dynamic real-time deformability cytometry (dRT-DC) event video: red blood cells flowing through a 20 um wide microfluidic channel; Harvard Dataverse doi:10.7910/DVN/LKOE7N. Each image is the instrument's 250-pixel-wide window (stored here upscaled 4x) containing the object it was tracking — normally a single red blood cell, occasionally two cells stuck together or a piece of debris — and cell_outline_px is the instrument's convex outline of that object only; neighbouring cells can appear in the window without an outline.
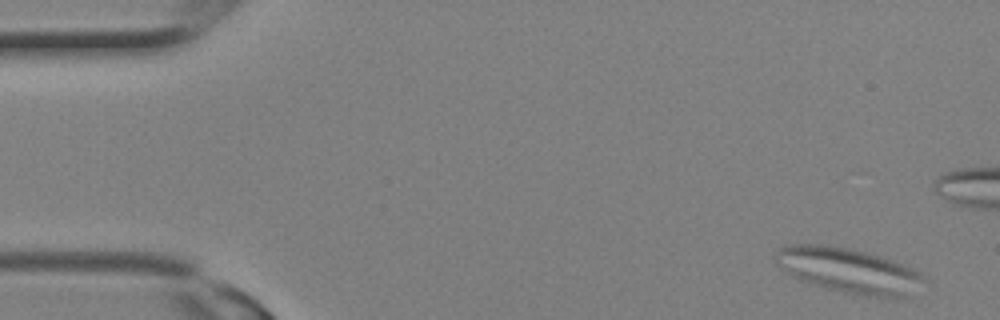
{"species": "Egyptian fruit bat (a non-hibernating species)", "species_latin": "Rousettus aegyptiacus", "temperature_condition": "room temperature", "stored_images_in_passage": 29, "camera_frame_rate_fps": 3000, "um_per_image_px": 0.085, "animal": {"sex": "female"}, "frame": {"image": 1, "passage_image": 1, "time_ms": 0.0, "image_size_px": [1000, 320], "cell_outline_px": [[924, 280], [904, 296], [896, 300], [892, 300], [864, 296], [844, 292], [828, 288], [800, 280], [784, 272], [776, 264], [776, 248], [784, 244], [824, 244], [848, 248], [880, 256], [892, 260], [912, 268], [920, 272], [924, 276]], "centroid_in_image_um": [72.07, 22.98], "position_along_channel_um": 12.9, "area_um2": 38.96}}
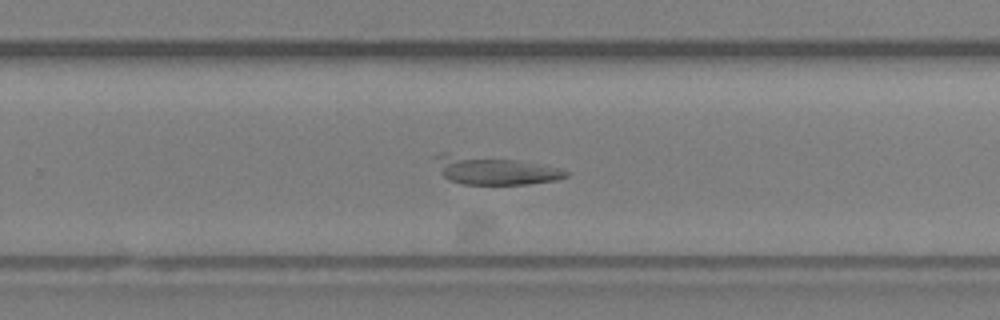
{"frame": {"image": 2, "passage_image": 18, "time_ms": 5.667, "image_size_px": [1000, 320], "cell_outline_px": [[568, 176], [556, 180], [528, 184], [464, 184], [452, 180], [444, 176], [440, 172], [432, 156], [444, 152], [448, 152], [516, 160], [560, 168], [568, 172]], "centroid_in_image_um": [41.98, 14.45], "position_along_channel_um": 287.8, "area_um2": 21.56}}
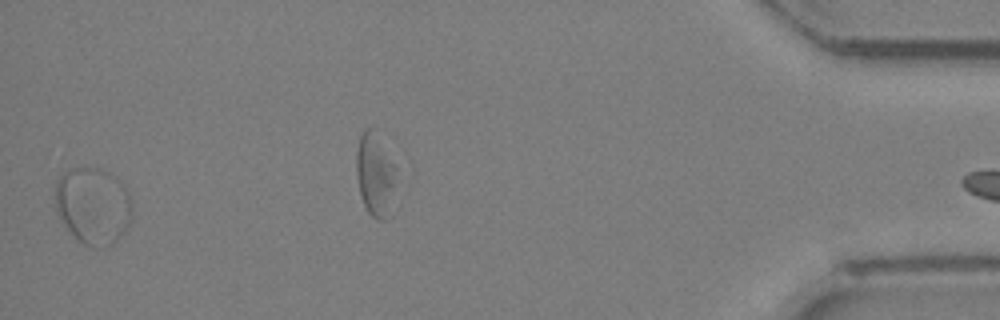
{"frame": {"image": 3, "passage_image": 28, "time_ms": 9.0, "image_size_px": [1000, 320], "cell_outline_px": [[132, 216], [124, 232], [116, 240], [104, 248], [92, 248], [84, 244], [60, 220], [56, 208], [56, 180], [68, 168], [100, 168], [116, 176], [124, 184], [128, 192], [132, 204]], "centroid_in_image_um": [7.93, 17.46], "position_along_channel_um": 427.3, "area_um2": 34.51}}